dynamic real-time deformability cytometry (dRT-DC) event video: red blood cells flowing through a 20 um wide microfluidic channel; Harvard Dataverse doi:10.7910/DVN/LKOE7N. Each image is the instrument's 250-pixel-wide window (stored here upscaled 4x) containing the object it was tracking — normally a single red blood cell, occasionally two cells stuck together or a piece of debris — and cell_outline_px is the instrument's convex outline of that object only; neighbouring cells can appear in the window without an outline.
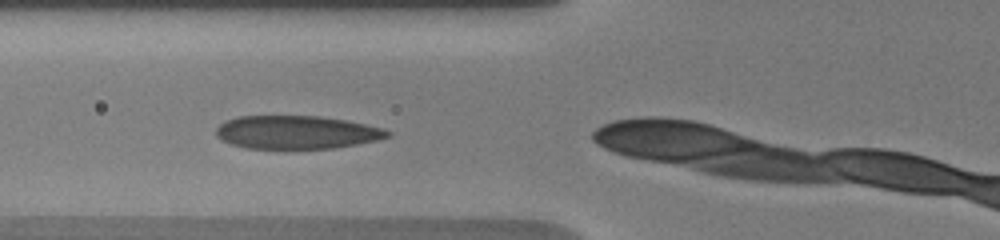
{"species": "human", "species_latin": "Homo sapiens", "temperature_condition": "warm", "stored_images_in_passage": 4, "camera_frame_rate_fps": 3000, "um_per_image_px": 0.085, "donor": {"sex": "male"}, "frame": {"image": 1, "passage_image": 2, "time_ms": 0.667, "image_size_px": [1000, 240], "cell_outline_px": [[392, 136], [376, 140], [356, 144], [332, 148], [248, 148], [232, 144], [220, 140], [216, 136], [216, 128], [224, 120], [240, 116], [320, 116], [348, 120], [384, 128], [392, 132]], "centroid_in_image_um": [25.22, 11.23], "position_along_channel_um": 100.6, "area_um2": 33.29}}
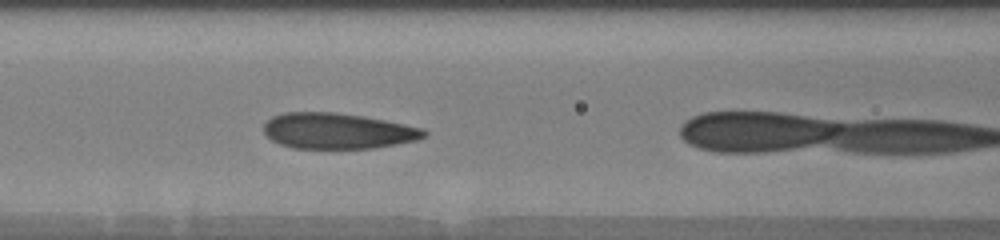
{"frame": {"image": 2, "passage_image": 3, "time_ms": 1.667, "image_size_px": [1000, 240], "cell_outline_px": [[428, 136], [416, 140], [396, 144], [372, 148], [292, 148], [280, 144], [272, 140], [264, 132], [264, 124], [272, 116], [284, 112], [332, 112], [364, 116], [424, 128], [428, 132]], "centroid_in_image_um": [28.71, 11.12], "position_along_channel_um": 137.9, "area_um2": 33.41}}